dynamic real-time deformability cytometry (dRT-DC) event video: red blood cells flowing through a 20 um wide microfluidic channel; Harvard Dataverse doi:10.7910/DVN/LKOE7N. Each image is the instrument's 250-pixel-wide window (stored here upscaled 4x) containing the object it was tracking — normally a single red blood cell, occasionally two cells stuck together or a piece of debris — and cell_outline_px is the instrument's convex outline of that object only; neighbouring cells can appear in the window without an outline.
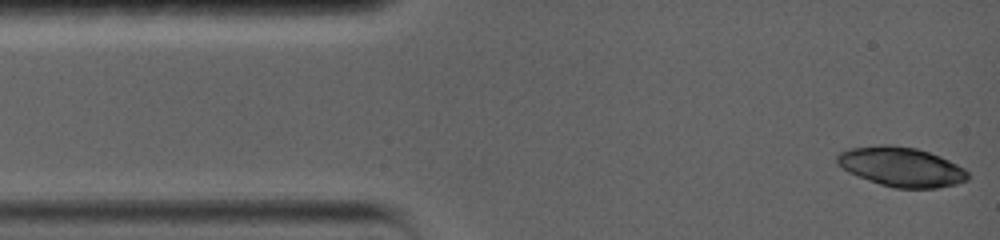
{"species": "common noctule bat (a hibernating species)", "species_latin": "Nyctalus noctula", "temperature_condition": "warm", "stored_images_in_passage": 13, "camera_frame_rate_fps": 5000, "um_per_image_px": 0.085, "animal": {"sex": "female", "body_mass_g": 19.0, "forearm_length_mm": 56.7}, "frame": {"image": 1, "passage_image": 1, "time_ms": 0.0, "image_size_px": [1000, 240], "cell_outline_px": [[968, 180], [956, 184], [936, 188], [896, 188], [880, 184], [848, 172], [836, 164], [836, 156], [840, 152], [848, 148], [880, 144], [888, 144], [916, 148], [940, 156], [964, 168], [968, 172]], "centroid_in_image_um": [76.58, 14.17], "position_along_channel_um": 8.4, "area_um2": 30.11}}